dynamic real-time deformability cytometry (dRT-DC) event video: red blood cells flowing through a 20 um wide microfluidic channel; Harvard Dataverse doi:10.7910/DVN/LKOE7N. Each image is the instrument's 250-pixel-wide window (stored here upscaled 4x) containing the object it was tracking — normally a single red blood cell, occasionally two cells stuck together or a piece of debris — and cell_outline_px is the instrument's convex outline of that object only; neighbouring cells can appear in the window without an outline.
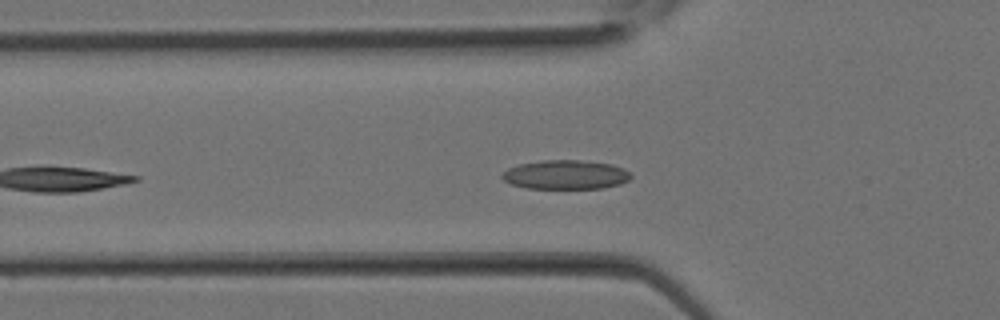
{"species": "Egyptian fruit bat (a non-hibernating species)", "species_latin": "Rousettus aegyptiacus", "temperature_condition": "room temperature", "stored_images_in_passage": 5, "camera_frame_rate_fps": 3000, "um_per_image_px": 0.085, "animal": {"sex": "female"}, "frame": {"image": 1, "passage_image": 4, "time_ms": 1.0, "image_size_px": [1000, 320], "cell_outline_px": [[632, 176], [628, 180], [620, 184], [604, 188], [528, 188], [512, 184], [504, 180], [500, 176], [508, 168], [520, 164], [540, 160], [580, 160], [612, 164], [624, 168]], "centroid_in_image_um": [48.09, 14.84], "position_along_channel_um": 77.7, "area_um2": 21.79}}